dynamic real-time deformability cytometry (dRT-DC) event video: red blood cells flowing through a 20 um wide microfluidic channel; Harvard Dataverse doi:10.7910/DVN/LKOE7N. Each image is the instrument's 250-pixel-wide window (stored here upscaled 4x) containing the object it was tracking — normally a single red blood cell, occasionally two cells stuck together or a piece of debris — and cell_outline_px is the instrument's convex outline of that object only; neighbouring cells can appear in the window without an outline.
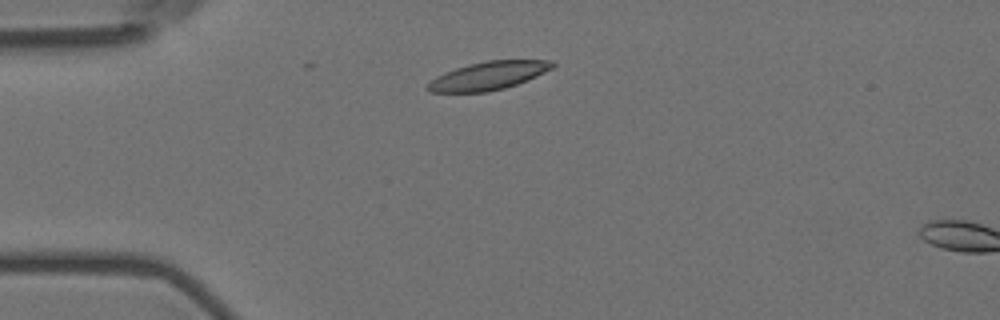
{"species": "Egyptian fruit bat (a non-hibernating species)", "species_latin": "Rousettus aegyptiacus", "temperature_condition": "room temperature", "stored_images_in_passage": 10, "camera_frame_rate_fps": 3000, "um_per_image_px": 0.085, "animal": {"sex": "female"}, "frame": {"image": 1, "passage_image": 7, "time_ms": 2.0, "image_size_px": [1000, 320], "cell_outline_px": [[556, 64], [552, 68], [528, 80], [504, 88], [488, 92], [428, 92], [424, 88], [436, 76], [444, 72], [468, 64], [488, 60], [552, 60]], "centroid_in_image_um": [41.49, 6.44], "position_along_channel_um": 43.5, "area_um2": 20.52}}